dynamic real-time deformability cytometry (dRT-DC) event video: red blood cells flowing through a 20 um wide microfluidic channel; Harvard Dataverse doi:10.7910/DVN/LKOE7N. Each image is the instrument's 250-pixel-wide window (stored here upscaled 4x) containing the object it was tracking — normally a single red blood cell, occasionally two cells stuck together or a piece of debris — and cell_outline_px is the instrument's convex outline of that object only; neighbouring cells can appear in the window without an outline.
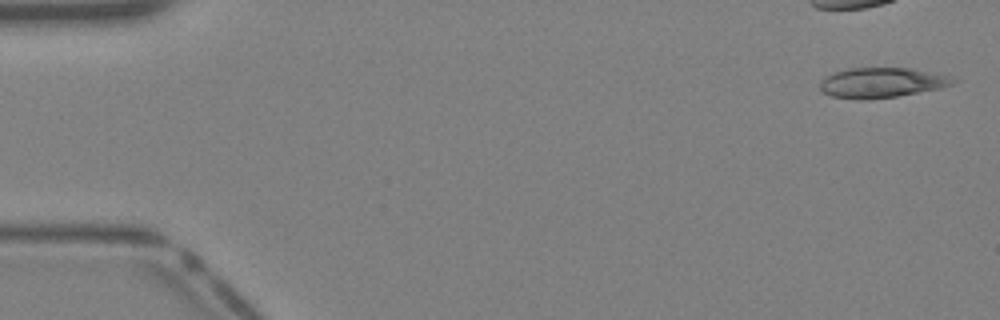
{"species": "Egyptian fruit bat (a non-hibernating species)", "species_latin": "Rousettus aegyptiacus", "temperature_condition": "warm", "stored_images_in_passage": 39, "camera_frame_rate_fps": 3000, "um_per_image_px": 0.085, "animal": {"sex": "female"}, "frame": {"image": 1, "passage_image": 1, "time_ms": 0.0, "image_size_px": [1000, 320], "cell_outline_px": [[960, 80], [952, 84], [940, 88], [896, 96], [868, 100], [856, 100], [832, 96], [824, 92], [820, 88], [820, 80], [824, 76], [832, 72], [848, 68], [912, 68]], "centroid_in_image_um": [74.86, 7.03], "position_along_channel_um": 10.1, "area_um2": 23.24}}